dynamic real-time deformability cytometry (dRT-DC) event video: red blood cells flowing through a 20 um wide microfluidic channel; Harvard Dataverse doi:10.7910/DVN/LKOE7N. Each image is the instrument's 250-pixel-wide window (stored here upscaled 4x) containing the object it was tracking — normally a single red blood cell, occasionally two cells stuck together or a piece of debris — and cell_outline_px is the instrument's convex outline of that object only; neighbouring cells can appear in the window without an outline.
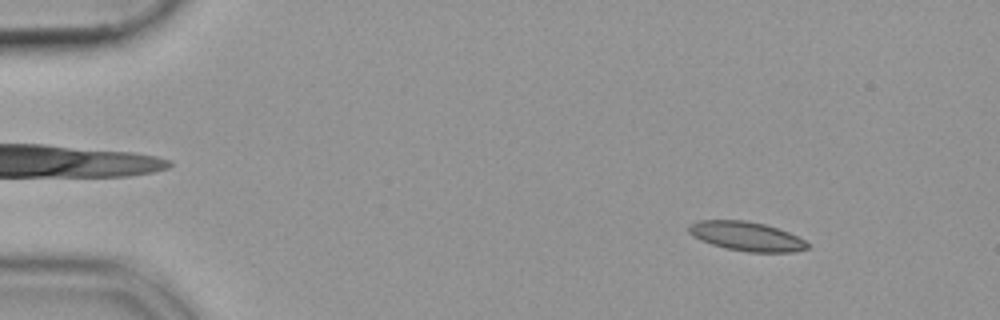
{"species": "common noctule bat (a hibernating species)", "species_latin": "Nyctalus noctula", "temperature_condition": "cold", "stored_images_in_passage": 53, "camera_frame_rate_fps": 3000, "um_per_image_px": 0.085, "animal": {"sex": "female", "body_mass_g": 19.9}, "frame": {"image": 1, "passage_image": 6, "time_ms": 1.667, "image_size_px": [1000, 320], "cell_outline_px": [[812, 248], [792, 252], [748, 252], [724, 248], [700, 240], [692, 236], [688, 232], [688, 224], [696, 220], [744, 220], [764, 224], [788, 232], [812, 244]], "centroid_in_image_um": [63.44, 20.09], "position_along_channel_um": 21.6, "area_um2": 20.4}}
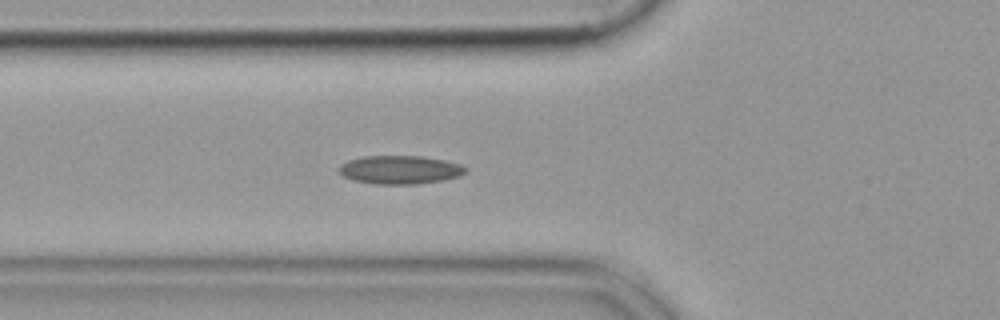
{"frame": {"image": 2, "passage_image": 19, "time_ms": 6.0, "image_size_px": [1000, 320], "cell_outline_px": [[468, 172], [460, 176], [420, 184], [376, 184], [352, 180], [344, 176], [340, 172], [340, 164], [348, 160], [364, 156], [420, 156], [444, 160], [460, 164], [468, 168]], "centroid_in_image_um": [34.02, 14.43], "position_along_channel_um": 91.8, "area_um2": 20.98}}
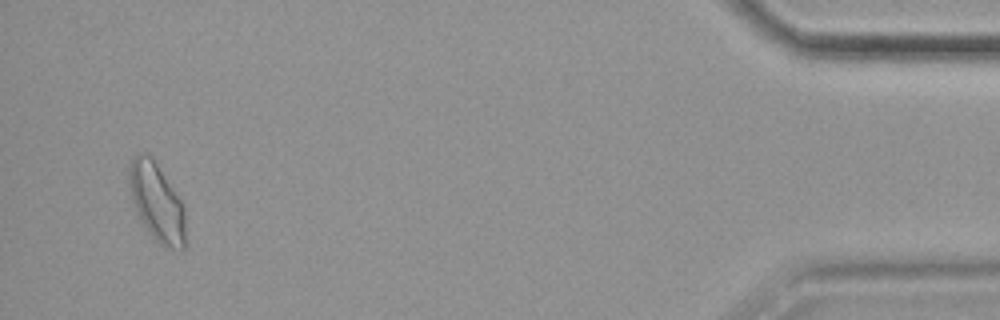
{"frame": {"image": 3, "passage_image": 51, "time_ms": 16.667, "image_size_px": [1000, 320], "cell_outline_px": [[188, 244], [180, 252], [164, 248], [148, 232], [136, 212], [128, 188], [128, 164], [132, 156], [136, 152], [148, 152], [152, 156], [180, 200], [184, 208]], "centroid_in_image_um": [13.33, 17.22], "position_along_channel_um": 421.9, "area_um2": 26.65}}